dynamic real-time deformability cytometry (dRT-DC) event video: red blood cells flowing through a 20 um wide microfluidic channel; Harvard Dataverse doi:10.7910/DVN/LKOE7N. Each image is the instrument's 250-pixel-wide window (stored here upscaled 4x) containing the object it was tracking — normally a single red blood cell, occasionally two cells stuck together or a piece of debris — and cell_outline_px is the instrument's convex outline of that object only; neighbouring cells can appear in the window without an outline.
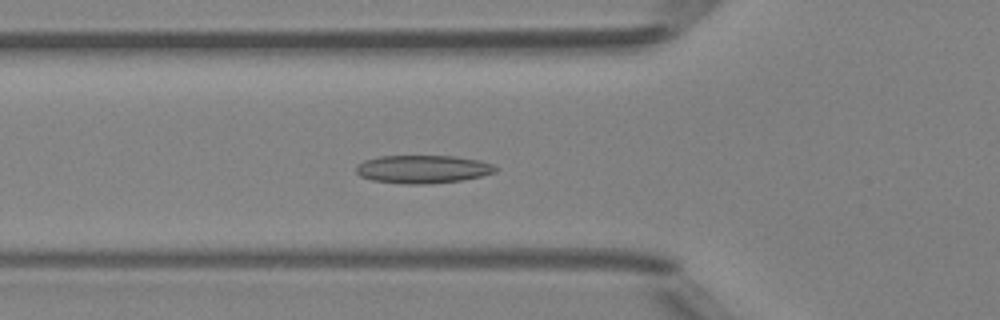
{"species": "Egyptian fruit bat (a non-hibernating species)", "species_latin": "Rousettus aegyptiacus", "temperature_condition": "room temperature", "stored_images_in_passage": 49, "camera_frame_rate_fps": 3000, "um_per_image_px": 0.085, "animal": {"sex": "female"}, "frame": {"image": 1, "passage_image": 17, "time_ms": 5.333, "image_size_px": [1000, 320], "cell_outline_px": [[496, 172], [480, 176], [460, 180], [424, 184], [404, 184], [372, 180], [360, 176], [356, 172], [356, 168], [364, 160], [380, 156], [456, 156], [480, 160], [492, 164], [496, 168]], "centroid_in_image_um": [35.93, 14.37], "position_along_channel_um": 89.9, "area_um2": 22.66}}
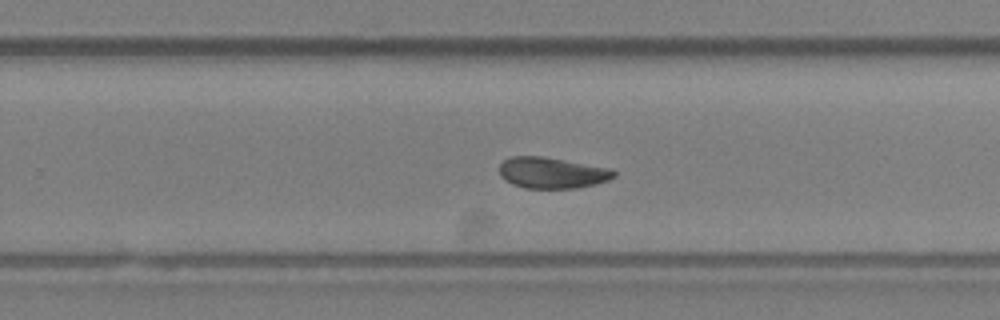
{"frame": {"image": 2, "passage_image": 31, "time_ms": 10.0, "image_size_px": [1000, 320], "cell_outline_px": [[616, 176], [608, 180], [596, 184], [576, 188], [524, 188], [512, 184], [504, 180], [500, 176], [500, 164], [508, 156], [544, 156], [612, 168], [616, 172]], "centroid_in_image_um": [46.93, 14.68], "position_along_channel_um": 282.9, "area_um2": 21.04}}
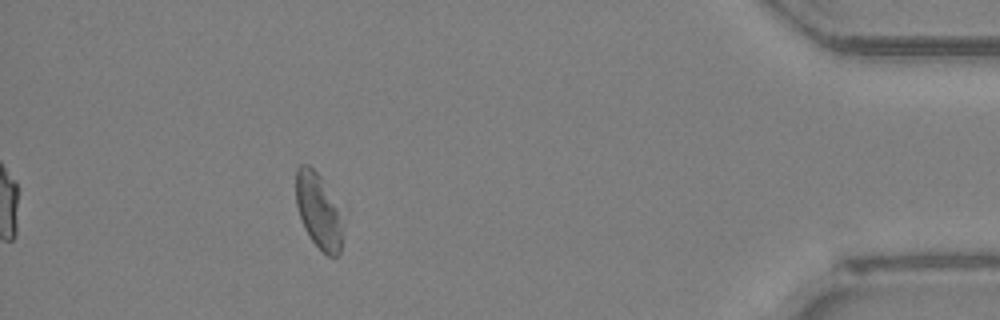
{"frame": {"image": 3, "passage_image": 44, "time_ms": 14.333, "image_size_px": [1000, 320], "cell_outline_px": [[340, 252], [336, 256], [328, 256], [312, 240], [304, 228], [296, 204], [296, 168], [300, 164], [308, 164], [320, 176], [336, 208], [340, 232]], "centroid_in_image_um": [26.97, 17.89], "position_along_channel_um": 408.2, "area_um2": 19.25}, "authors_computed_cell_mechanics": {"area_um2": 21.7328, "velocity_mm_per_s": 4.1581, "shape_relaxation_time_tau1_ms": 10.3636, "shape_relaxation_time_tau2_ms": 2.9544, "deformation_change_tau1": 0.2191, "deformation_change_tau2": 0.0797}}